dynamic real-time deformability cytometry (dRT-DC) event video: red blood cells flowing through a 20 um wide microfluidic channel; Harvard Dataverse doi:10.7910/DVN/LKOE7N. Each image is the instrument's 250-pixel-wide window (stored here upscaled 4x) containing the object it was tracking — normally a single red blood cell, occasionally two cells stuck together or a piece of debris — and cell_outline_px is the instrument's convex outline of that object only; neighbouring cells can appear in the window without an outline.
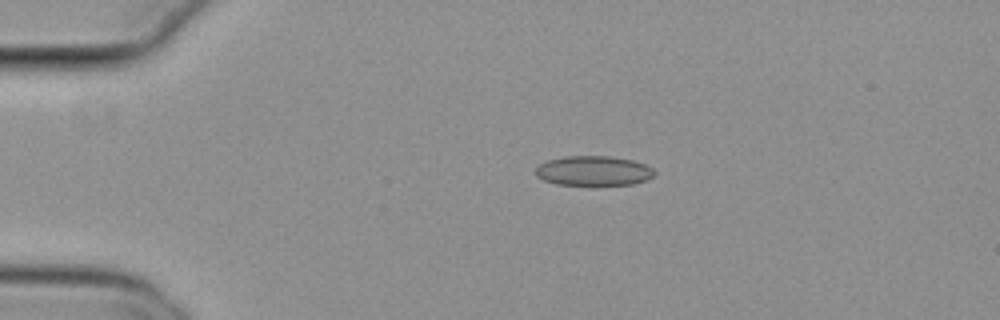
{"species": "common noctule bat (a hibernating species)", "species_latin": "Nyctalus noctula", "temperature_condition": "cold", "stored_images_in_passage": 45, "camera_frame_rate_fps": 3000, "um_per_image_px": 0.085, "animal": {"sex": "female", "body_mass_g": 29.2, "forearm_length_mm": 56.3}, "frame": {"image": 1, "passage_image": 2, "time_ms": 0.333, "image_size_px": [1000, 320], "cell_outline_px": [[656, 172], [648, 180], [632, 184], [556, 184], [544, 180], [536, 176], [536, 168], [540, 164], [548, 160], [564, 156], [608, 156], [632, 160], [644, 164], [652, 168]], "centroid_in_image_um": [50.45, 14.51], "position_along_channel_um": 34.5, "area_um2": 20.35}}
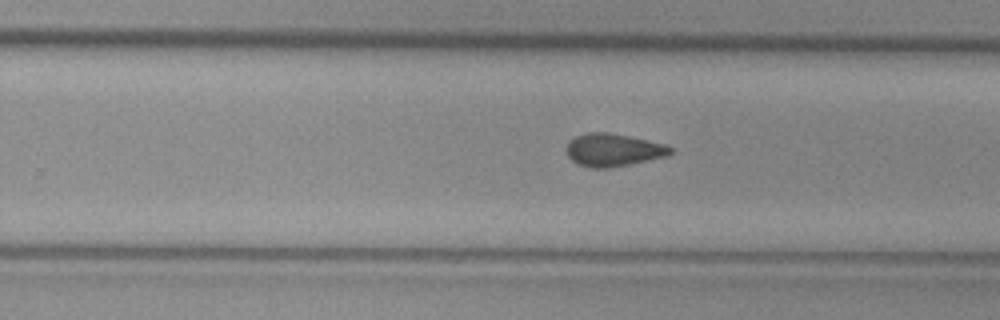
{"frame": {"image": 2, "passage_image": 25, "time_ms": 8.0, "image_size_px": [1000, 320], "cell_outline_px": [[672, 152], [668, 156], [632, 164], [608, 168], [588, 168], [576, 164], [568, 156], [568, 140], [576, 136], [588, 132], [608, 132], [628, 136], [664, 144], [672, 148]], "centroid_in_image_um": [52.11, 12.76], "position_along_channel_um": 277.7, "area_um2": 19.88}}
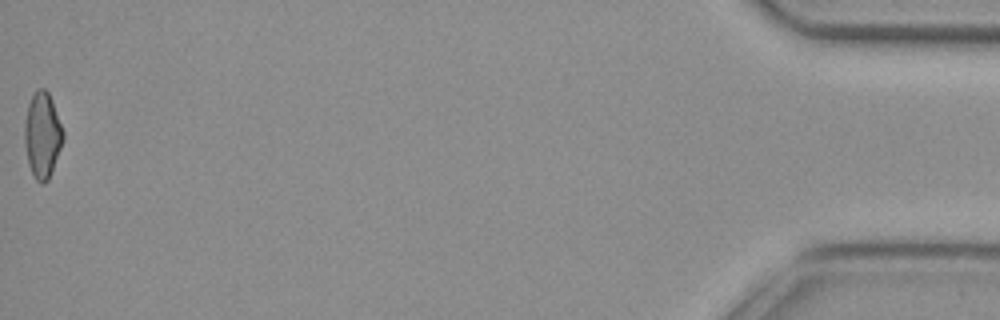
{"frame": {"image": 3, "passage_image": 45, "time_ms": 14.667, "image_size_px": [1000, 320], "cell_outline_px": [[64, 140], [52, 172], [48, 180], [44, 184], [40, 184], [36, 180], [28, 164], [24, 140], [24, 124], [28, 104], [36, 88], [44, 88], [48, 92], [52, 100], [64, 132]], "centroid_in_image_um": [3.61, 11.5], "position_along_channel_um": 431.6, "area_um2": 19.42}, "authors_computed_cell_mechanics": {"area_um2": 19.8254, "velocity_mm_per_s": 3.7935, "shape_relaxation_time_tau1_ms": null, "shape_relaxation_time_tau2_ms": 2.8898, "deformation_change_tau1": null, "deformation_change_tau2": 0.0866}}